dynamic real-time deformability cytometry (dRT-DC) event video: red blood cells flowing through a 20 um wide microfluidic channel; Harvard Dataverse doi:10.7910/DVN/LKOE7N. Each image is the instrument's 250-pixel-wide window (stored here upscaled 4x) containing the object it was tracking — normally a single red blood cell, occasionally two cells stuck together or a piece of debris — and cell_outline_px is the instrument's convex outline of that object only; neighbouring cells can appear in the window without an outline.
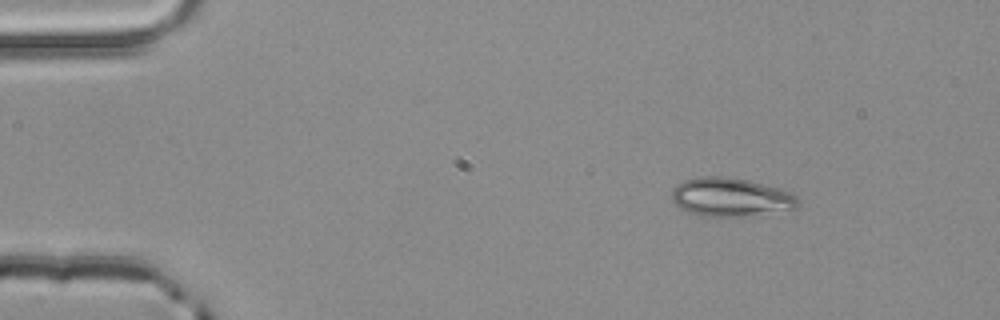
{"species": "common noctule bat (a hibernating species)", "species_latin": "Nyctalus noctula", "temperature_condition": "room temperature", "stored_images_in_passage": 3, "camera_frame_rate_fps": 3000, "um_per_image_px": 0.085, "animal": {"sex": "male", "body_mass_g": 20.4}, "frame": {"image": 1, "passage_image": 1, "time_ms": 0.0, "image_size_px": [1000, 320], "cell_outline_px": [[800, 204], [796, 208], [748, 216], [700, 216], [688, 212], [680, 208], [672, 200], [672, 188], [676, 184], [684, 180], [700, 176], [728, 176], [748, 180], [780, 188], [792, 192], [800, 200]], "centroid_in_image_um": [62.11, 16.75], "position_along_channel_um": 22.9, "area_um2": 28.73}}